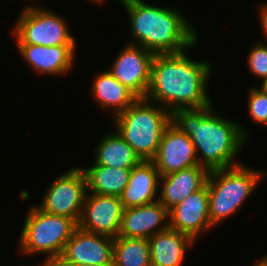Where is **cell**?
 <instances>
[{
  "label": "cell",
  "mask_w": 267,
  "mask_h": 266,
  "mask_svg": "<svg viewBox=\"0 0 267 266\" xmlns=\"http://www.w3.org/2000/svg\"><path fill=\"white\" fill-rule=\"evenodd\" d=\"M213 108L209 104L171 113V123L190 137L199 165L209 171L242 164L235 158L249 139V130L238 121L215 114Z\"/></svg>",
  "instance_id": "cell-1"
},
{
  "label": "cell",
  "mask_w": 267,
  "mask_h": 266,
  "mask_svg": "<svg viewBox=\"0 0 267 266\" xmlns=\"http://www.w3.org/2000/svg\"><path fill=\"white\" fill-rule=\"evenodd\" d=\"M185 53L155 54L152 61L151 82L145 99L170 113L212 104L207 92L212 65L209 61H194Z\"/></svg>",
  "instance_id": "cell-2"
},
{
  "label": "cell",
  "mask_w": 267,
  "mask_h": 266,
  "mask_svg": "<svg viewBox=\"0 0 267 266\" xmlns=\"http://www.w3.org/2000/svg\"><path fill=\"white\" fill-rule=\"evenodd\" d=\"M118 1L130 18L134 40L130 44L142 46L154 54H168L187 51L199 42L194 27L176 9L149 5L144 0Z\"/></svg>",
  "instance_id": "cell-3"
},
{
  "label": "cell",
  "mask_w": 267,
  "mask_h": 266,
  "mask_svg": "<svg viewBox=\"0 0 267 266\" xmlns=\"http://www.w3.org/2000/svg\"><path fill=\"white\" fill-rule=\"evenodd\" d=\"M138 98L124 112L115 116V128L141 160H152L163 133L171 123V113L157 103Z\"/></svg>",
  "instance_id": "cell-4"
},
{
  "label": "cell",
  "mask_w": 267,
  "mask_h": 266,
  "mask_svg": "<svg viewBox=\"0 0 267 266\" xmlns=\"http://www.w3.org/2000/svg\"><path fill=\"white\" fill-rule=\"evenodd\" d=\"M267 172L239 164L212 170L207 179L209 217L216 226L235 214L257 188Z\"/></svg>",
  "instance_id": "cell-5"
},
{
  "label": "cell",
  "mask_w": 267,
  "mask_h": 266,
  "mask_svg": "<svg viewBox=\"0 0 267 266\" xmlns=\"http://www.w3.org/2000/svg\"><path fill=\"white\" fill-rule=\"evenodd\" d=\"M24 221L18 251L26 256L45 254L44 260L61 256L66 242L78 227L74 219L48 214L37 205L29 208Z\"/></svg>",
  "instance_id": "cell-6"
},
{
  "label": "cell",
  "mask_w": 267,
  "mask_h": 266,
  "mask_svg": "<svg viewBox=\"0 0 267 266\" xmlns=\"http://www.w3.org/2000/svg\"><path fill=\"white\" fill-rule=\"evenodd\" d=\"M22 9L12 29L16 44L76 45L64 18L40 6L26 5Z\"/></svg>",
  "instance_id": "cell-7"
},
{
  "label": "cell",
  "mask_w": 267,
  "mask_h": 266,
  "mask_svg": "<svg viewBox=\"0 0 267 266\" xmlns=\"http://www.w3.org/2000/svg\"><path fill=\"white\" fill-rule=\"evenodd\" d=\"M46 189L37 207L48 214L65 216L78 223L87 194V179L83 168L68 169Z\"/></svg>",
  "instance_id": "cell-8"
},
{
  "label": "cell",
  "mask_w": 267,
  "mask_h": 266,
  "mask_svg": "<svg viewBox=\"0 0 267 266\" xmlns=\"http://www.w3.org/2000/svg\"><path fill=\"white\" fill-rule=\"evenodd\" d=\"M155 54L142 46L126 45L108 70L138 98H145L151 82V65Z\"/></svg>",
  "instance_id": "cell-9"
},
{
  "label": "cell",
  "mask_w": 267,
  "mask_h": 266,
  "mask_svg": "<svg viewBox=\"0 0 267 266\" xmlns=\"http://www.w3.org/2000/svg\"><path fill=\"white\" fill-rule=\"evenodd\" d=\"M123 211L120 197L87 192L78 227L114 239L120 233Z\"/></svg>",
  "instance_id": "cell-10"
},
{
  "label": "cell",
  "mask_w": 267,
  "mask_h": 266,
  "mask_svg": "<svg viewBox=\"0 0 267 266\" xmlns=\"http://www.w3.org/2000/svg\"><path fill=\"white\" fill-rule=\"evenodd\" d=\"M113 241L77 227L60 257L75 265L112 266Z\"/></svg>",
  "instance_id": "cell-11"
},
{
  "label": "cell",
  "mask_w": 267,
  "mask_h": 266,
  "mask_svg": "<svg viewBox=\"0 0 267 266\" xmlns=\"http://www.w3.org/2000/svg\"><path fill=\"white\" fill-rule=\"evenodd\" d=\"M152 161L160 176L199 165L190 137L172 123L165 129L157 154Z\"/></svg>",
  "instance_id": "cell-12"
},
{
  "label": "cell",
  "mask_w": 267,
  "mask_h": 266,
  "mask_svg": "<svg viewBox=\"0 0 267 266\" xmlns=\"http://www.w3.org/2000/svg\"><path fill=\"white\" fill-rule=\"evenodd\" d=\"M169 218V228L187 234L195 243L201 233L214 228L209 217L207 184L173 207L169 211Z\"/></svg>",
  "instance_id": "cell-13"
},
{
  "label": "cell",
  "mask_w": 267,
  "mask_h": 266,
  "mask_svg": "<svg viewBox=\"0 0 267 266\" xmlns=\"http://www.w3.org/2000/svg\"><path fill=\"white\" fill-rule=\"evenodd\" d=\"M168 219L169 211L158 200L142 206L126 208L123 211L118 236L149 239L169 228Z\"/></svg>",
  "instance_id": "cell-14"
},
{
  "label": "cell",
  "mask_w": 267,
  "mask_h": 266,
  "mask_svg": "<svg viewBox=\"0 0 267 266\" xmlns=\"http://www.w3.org/2000/svg\"><path fill=\"white\" fill-rule=\"evenodd\" d=\"M25 62L40 74L63 76L73 67L76 45L42 46L16 44Z\"/></svg>",
  "instance_id": "cell-15"
},
{
  "label": "cell",
  "mask_w": 267,
  "mask_h": 266,
  "mask_svg": "<svg viewBox=\"0 0 267 266\" xmlns=\"http://www.w3.org/2000/svg\"><path fill=\"white\" fill-rule=\"evenodd\" d=\"M210 171L203 166L196 165L165 176H160L162 184L159 199L165 208L170 211L182 202L187 196L203 188Z\"/></svg>",
  "instance_id": "cell-16"
},
{
  "label": "cell",
  "mask_w": 267,
  "mask_h": 266,
  "mask_svg": "<svg viewBox=\"0 0 267 266\" xmlns=\"http://www.w3.org/2000/svg\"><path fill=\"white\" fill-rule=\"evenodd\" d=\"M159 181L160 173L152 160H141L133 166L120 196L124 209L157 201Z\"/></svg>",
  "instance_id": "cell-17"
},
{
  "label": "cell",
  "mask_w": 267,
  "mask_h": 266,
  "mask_svg": "<svg viewBox=\"0 0 267 266\" xmlns=\"http://www.w3.org/2000/svg\"><path fill=\"white\" fill-rule=\"evenodd\" d=\"M148 241L151 266H181L186 250L195 244L190 236L171 228L156 233Z\"/></svg>",
  "instance_id": "cell-18"
},
{
  "label": "cell",
  "mask_w": 267,
  "mask_h": 266,
  "mask_svg": "<svg viewBox=\"0 0 267 266\" xmlns=\"http://www.w3.org/2000/svg\"><path fill=\"white\" fill-rule=\"evenodd\" d=\"M92 95L99 105L112 111L113 117L124 112L138 97L115 79L107 70L98 72L93 80Z\"/></svg>",
  "instance_id": "cell-19"
},
{
  "label": "cell",
  "mask_w": 267,
  "mask_h": 266,
  "mask_svg": "<svg viewBox=\"0 0 267 266\" xmlns=\"http://www.w3.org/2000/svg\"><path fill=\"white\" fill-rule=\"evenodd\" d=\"M102 137L95 147L93 165L132 168L141 161L133 148L117 131L112 134L109 132Z\"/></svg>",
  "instance_id": "cell-20"
},
{
  "label": "cell",
  "mask_w": 267,
  "mask_h": 266,
  "mask_svg": "<svg viewBox=\"0 0 267 266\" xmlns=\"http://www.w3.org/2000/svg\"><path fill=\"white\" fill-rule=\"evenodd\" d=\"M87 179V192L120 197L128 184L131 168L92 165L83 168Z\"/></svg>",
  "instance_id": "cell-21"
},
{
  "label": "cell",
  "mask_w": 267,
  "mask_h": 266,
  "mask_svg": "<svg viewBox=\"0 0 267 266\" xmlns=\"http://www.w3.org/2000/svg\"><path fill=\"white\" fill-rule=\"evenodd\" d=\"M112 266H151L148 239L114 238Z\"/></svg>",
  "instance_id": "cell-22"
},
{
  "label": "cell",
  "mask_w": 267,
  "mask_h": 266,
  "mask_svg": "<svg viewBox=\"0 0 267 266\" xmlns=\"http://www.w3.org/2000/svg\"><path fill=\"white\" fill-rule=\"evenodd\" d=\"M247 94V109L251 120L267 126V94L256 87L250 88Z\"/></svg>",
  "instance_id": "cell-23"
},
{
  "label": "cell",
  "mask_w": 267,
  "mask_h": 266,
  "mask_svg": "<svg viewBox=\"0 0 267 266\" xmlns=\"http://www.w3.org/2000/svg\"><path fill=\"white\" fill-rule=\"evenodd\" d=\"M249 51L246 61L250 73L259 80L267 77V43L258 41Z\"/></svg>",
  "instance_id": "cell-24"
},
{
  "label": "cell",
  "mask_w": 267,
  "mask_h": 266,
  "mask_svg": "<svg viewBox=\"0 0 267 266\" xmlns=\"http://www.w3.org/2000/svg\"><path fill=\"white\" fill-rule=\"evenodd\" d=\"M258 9H260L258 10V17L261 24L260 26L263 31L262 33L264 35L265 41L267 43V1L265 3H262Z\"/></svg>",
  "instance_id": "cell-25"
},
{
  "label": "cell",
  "mask_w": 267,
  "mask_h": 266,
  "mask_svg": "<svg viewBox=\"0 0 267 266\" xmlns=\"http://www.w3.org/2000/svg\"><path fill=\"white\" fill-rule=\"evenodd\" d=\"M45 266H78L65 261L62 257H52L44 260Z\"/></svg>",
  "instance_id": "cell-26"
},
{
  "label": "cell",
  "mask_w": 267,
  "mask_h": 266,
  "mask_svg": "<svg viewBox=\"0 0 267 266\" xmlns=\"http://www.w3.org/2000/svg\"><path fill=\"white\" fill-rule=\"evenodd\" d=\"M260 87V88H259ZM257 87L261 92L267 94V77L262 79L261 86Z\"/></svg>",
  "instance_id": "cell-27"
},
{
  "label": "cell",
  "mask_w": 267,
  "mask_h": 266,
  "mask_svg": "<svg viewBox=\"0 0 267 266\" xmlns=\"http://www.w3.org/2000/svg\"><path fill=\"white\" fill-rule=\"evenodd\" d=\"M251 266H267V257L264 256L259 261H257L254 265Z\"/></svg>",
  "instance_id": "cell-28"
},
{
  "label": "cell",
  "mask_w": 267,
  "mask_h": 266,
  "mask_svg": "<svg viewBox=\"0 0 267 266\" xmlns=\"http://www.w3.org/2000/svg\"><path fill=\"white\" fill-rule=\"evenodd\" d=\"M90 1H94L95 3L97 2L98 4L100 3V2H102V1H104V0H90Z\"/></svg>",
  "instance_id": "cell-29"
},
{
  "label": "cell",
  "mask_w": 267,
  "mask_h": 266,
  "mask_svg": "<svg viewBox=\"0 0 267 266\" xmlns=\"http://www.w3.org/2000/svg\"><path fill=\"white\" fill-rule=\"evenodd\" d=\"M38 266H45V262L43 261V262L40 263Z\"/></svg>",
  "instance_id": "cell-30"
}]
</instances>
